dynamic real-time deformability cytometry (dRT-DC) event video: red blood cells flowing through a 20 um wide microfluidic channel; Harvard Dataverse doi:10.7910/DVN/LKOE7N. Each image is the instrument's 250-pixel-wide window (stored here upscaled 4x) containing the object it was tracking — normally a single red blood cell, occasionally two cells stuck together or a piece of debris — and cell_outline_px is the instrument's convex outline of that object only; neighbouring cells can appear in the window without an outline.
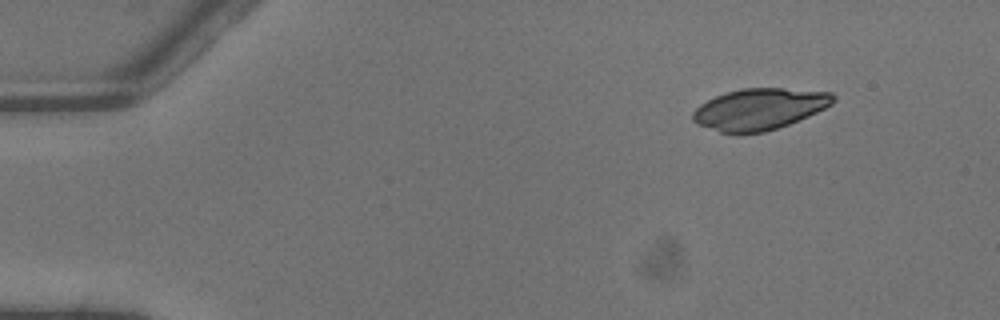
{"species": "common noctule bat (a hibernating species)", "species_latin": "Nyctalus noctula", "temperature_condition": "warm", "stored_images_in_passage": 4, "camera_frame_rate_fps": 3000, "um_per_image_px": 0.085, "animal": {"sex": "male", "body_mass_g": 13.3}, "frame": {"image": 1, "passage_image": 1, "time_ms": 0.0, "image_size_px": [1000, 320], "cell_outline_px": [[836, 100], [832, 104], [808, 116], [788, 124], [764, 132], [740, 136], [720, 132], [696, 124], [692, 120], [692, 112], [700, 104], [716, 96], [740, 88], [780, 88], [832, 92], [836, 96]], "centroid_in_image_um": [64.52, 9.29], "position_along_channel_um": 20.5, "area_um2": 34.16}}